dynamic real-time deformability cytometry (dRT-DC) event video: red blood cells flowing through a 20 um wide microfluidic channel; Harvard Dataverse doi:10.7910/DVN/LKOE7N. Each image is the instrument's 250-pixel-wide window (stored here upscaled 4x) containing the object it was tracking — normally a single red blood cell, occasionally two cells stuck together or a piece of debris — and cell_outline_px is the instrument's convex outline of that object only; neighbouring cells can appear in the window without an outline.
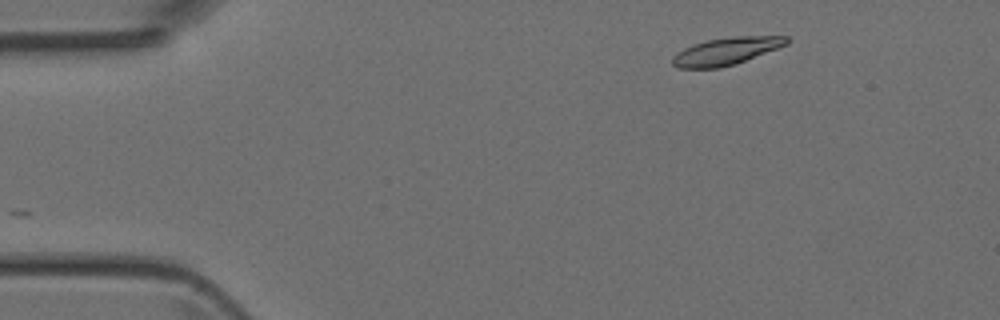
{"species": "Egyptian fruit bat (a non-hibernating species)", "species_latin": "Rousettus aegyptiacus", "temperature_condition": "room temperature", "stored_images_in_passage": 43, "camera_frame_rate_fps": 3000, "um_per_image_px": 0.085, "animal": {"sex": "female"}, "frame": {"image": 1, "passage_image": 1, "time_ms": 0.0, "image_size_px": [1000, 320], "cell_outline_px": [[792, 40], [788, 44], [736, 64], [720, 68], [680, 68], [672, 64], [672, 56], [676, 52], [692, 44], [708, 40], [732, 36], [788, 36]], "centroid_in_image_um": [61.74, 4.34], "position_along_channel_um": 23.3, "area_um2": 18.38}}
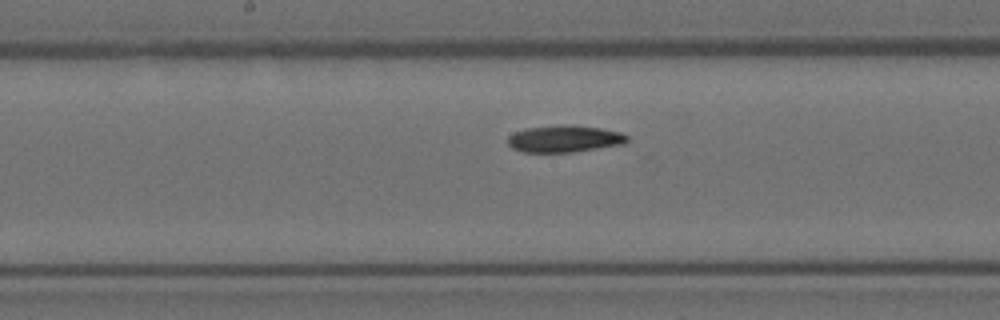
{"frame": {"image": 2, "passage_image": 19, "time_ms": 6.0, "image_size_px": [1000, 320], "cell_outline_px": [[628, 140], [624, 144], [572, 152], [524, 152], [512, 148], [508, 144], [508, 136], [516, 132], [528, 128], [564, 124], [572, 124], [600, 128], [620, 132], [628, 136]], "centroid_in_image_um": [47.99, 11.79], "position_along_channel_um": 200.2, "area_um2": 18.67}}
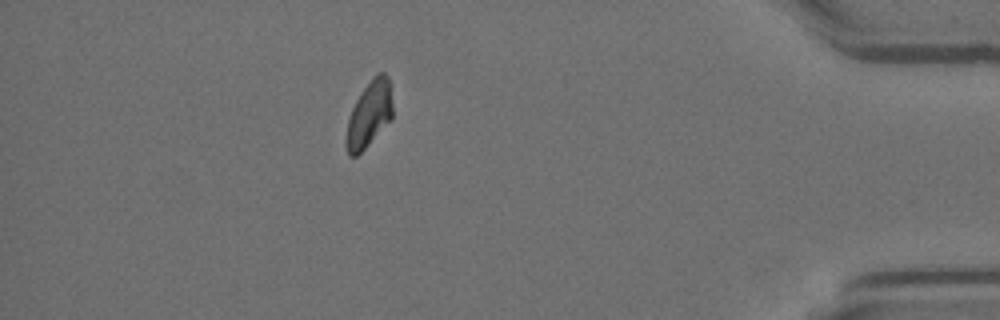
{"frame": {"image": 3, "passage_image": 37, "time_ms": 12.0, "image_size_px": [1000, 320], "cell_outline_px": [[392, 120], [356, 156], [348, 156], [344, 144], [344, 140], [348, 120], [352, 108], [356, 100], [372, 76], [376, 72], [384, 72], [388, 76], [392, 104]], "centroid_in_image_um": [31.36, 9.71], "position_along_channel_um": 403.8, "area_um2": 17.98}}